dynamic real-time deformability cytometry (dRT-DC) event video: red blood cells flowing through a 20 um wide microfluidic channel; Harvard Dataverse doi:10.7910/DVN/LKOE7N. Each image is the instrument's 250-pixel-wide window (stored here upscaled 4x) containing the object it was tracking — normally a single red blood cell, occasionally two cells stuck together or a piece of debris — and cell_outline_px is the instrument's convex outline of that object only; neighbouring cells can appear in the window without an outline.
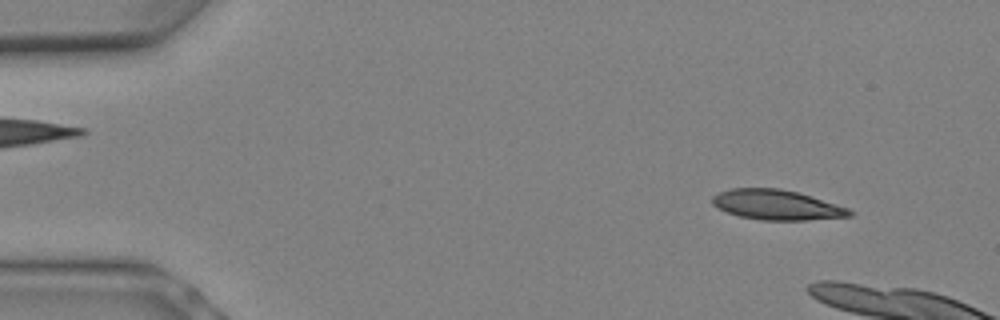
{"species": "Egyptian fruit bat (a non-hibernating species)", "species_latin": "Rousettus aegyptiacus", "temperature_condition": "warm", "stored_images_in_passage": 5, "camera_frame_rate_fps": 3000, "um_per_image_px": 0.085, "animal": {"sex": "female"}, "frame": {"image": 1, "passage_image": 2, "time_ms": 0.333, "image_size_px": [1000, 320], "cell_outline_px": [[856, 212], [852, 216], [808, 220], [760, 220], [740, 216], [716, 208], [712, 204], [712, 196], [720, 192], [732, 188], [780, 188], [796, 192], [836, 204], [848, 208]], "centroid_in_image_um": [66.02, 17.42], "position_along_channel_um": 19.0, "area_um2": 23.93}}